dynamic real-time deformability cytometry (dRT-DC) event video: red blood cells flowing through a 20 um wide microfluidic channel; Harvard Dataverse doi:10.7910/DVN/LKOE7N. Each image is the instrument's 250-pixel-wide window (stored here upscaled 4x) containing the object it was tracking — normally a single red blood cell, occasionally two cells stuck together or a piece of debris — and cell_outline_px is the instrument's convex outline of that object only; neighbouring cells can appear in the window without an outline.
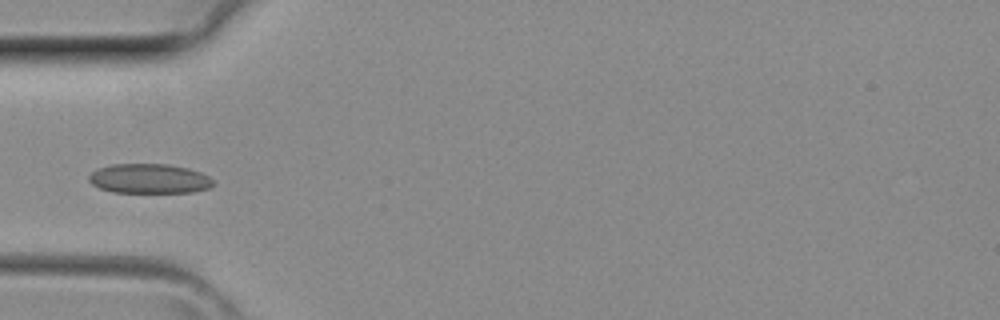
{"species": "common noctule bat (a hibernating species)", "species_latin": "Nyctalus noctula", "temperature_condition": "room temperature", "stored_images_in_passage": 39, "camera_frame_rate_fps": 3000, "um_per_image_px": 0.085, "animal": {"sex": "female", "body_mass_g": 29.2, "forearm_length_mm": 56.3}, "frame": {"image": 1, "passage_image": 13, "time_ms": 4.0, "image_size_px": [1000, 320], "cell_outline_px": [[216, 184], [208, 188], [192, 192], [112, 192], [100, 188], [92, 184], [88, 180], [88, 176], [96, 168], [112, 164], [168, 164], [188, 168], [200, 172], [208, 176]], "centroid_in_image_um": [12.67, 15.18], "position_along_channel_um": 72.3, "area_um2": 21.5}}
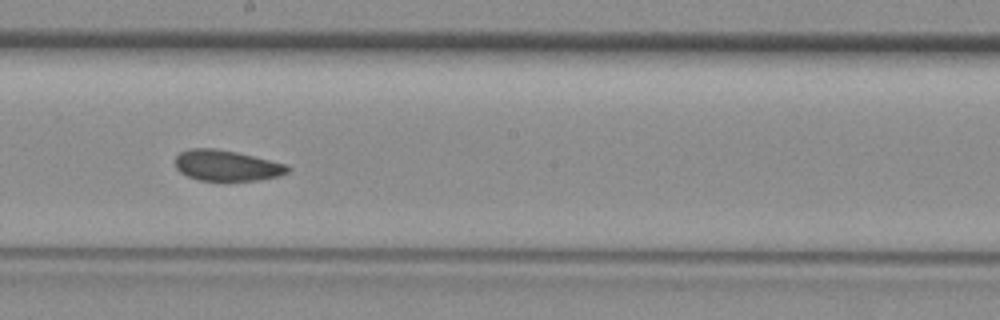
{"frame": {"image": 2, "passage_image": 22, "time_ms": 7.0, "image_size_px": [1000, 320], "cell_outline_px": [[292, 168], [288, 172], [280, 176], [256, 180], [200, 180], [188, 176], [180, 172], [176, 168], [176, 156], [180, 152], [192, 148], [212, 148], [236, 152], [288, 164]], "centroid_in_image_um": [19.3, 14.07], "position_along_channel_um": 228.9, "area_um2": 20.06}}
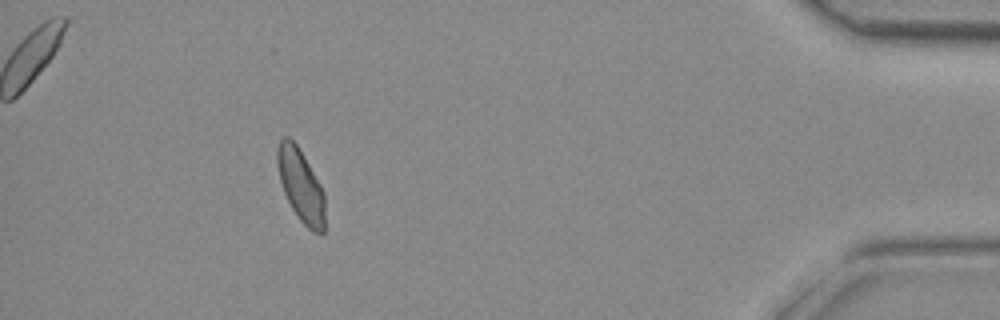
{"frame": {"image": 3, "passage_image": 36, "time_ms": 11.667, "image_size_px": [1000, 320], "cell_outline_px": [[324, 232], [320, 236], [312, 232], [300, 220], [292, 208], [284, 192], [280, 180], [276, 160], [276, 148], [280, 140], [284, 136], [288, 136], [296, 144], [320, 184], [324, 192]], "centroid_in_image_um": [25.56, 15.78], "position_along_channel_um": 409.6, "area_um2": 20.06}}